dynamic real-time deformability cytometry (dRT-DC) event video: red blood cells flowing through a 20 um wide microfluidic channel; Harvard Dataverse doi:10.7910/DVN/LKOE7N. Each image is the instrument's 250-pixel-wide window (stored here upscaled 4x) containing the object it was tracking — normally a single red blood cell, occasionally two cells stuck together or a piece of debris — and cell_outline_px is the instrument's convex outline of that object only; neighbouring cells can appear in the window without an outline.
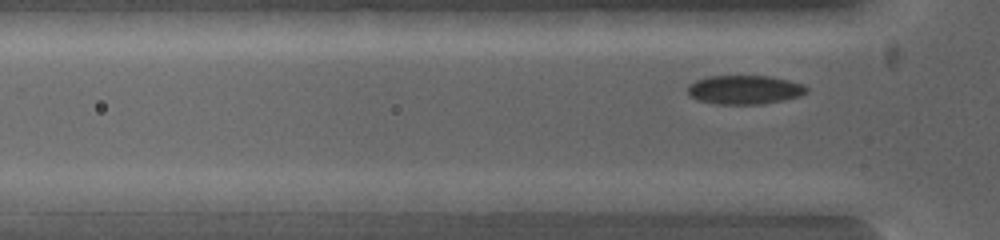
{"species": "common noctule bat (a hibernating species)", "species_latin": "Nyctalus noctula", "temperature_condition": "warm", "stored_images_in_passage": 2, "camera_frame_rate_fps": 5000, "um_per_image_px": 0.085, "animal": {"sex": "female", "body_mass_g": 19.0, "forearm_length_mm": 53.3}, "frame": {"image": 1, "passage_image": 2, "time_ms": 0.2, "image_size_px": [1000, 240], "cell_outline_px": [[788, 216], [772, 216], [644, 208], [628, 200], [672, 192], [744, 192], [788, 200]], "centroid_in_image_um": [60.94, 17.26], "position_along_channel_um": 64.9, "area_um2": 20.11}}